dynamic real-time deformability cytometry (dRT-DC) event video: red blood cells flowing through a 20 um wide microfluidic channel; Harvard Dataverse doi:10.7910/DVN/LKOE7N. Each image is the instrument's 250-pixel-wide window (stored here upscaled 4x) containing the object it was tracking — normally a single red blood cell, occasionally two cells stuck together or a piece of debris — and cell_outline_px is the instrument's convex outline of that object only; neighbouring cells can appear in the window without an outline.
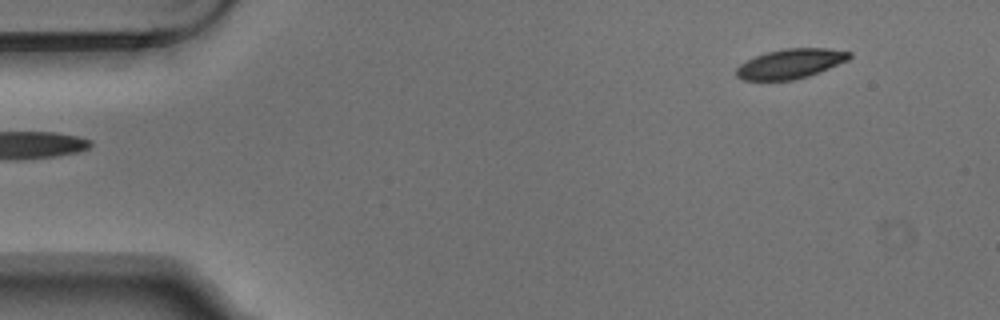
{"species": "Egyptian fruit bat (a non-hibernating species)", "species_latin": "Rousettus aegyptiacus", "temperature_condition": "warm", "stored_images_in_passage": 6, "segment_of_instrument_passage": [2, 2], "camera_frame_rate_fps": 3000, "um_per_image_px": 0.085, "animal": {"sex": "male"}, "frame": {"image": 1, "passage_image": 6, "time_ms": 1.667, "image_size_px": [1000, 320], "cell_outline_px": [[852, 56], [848, 60], [808, 76], [792, 80], [740, 80], [736, 76], [736, 68], [740, 64], [756, 56], [768, 52], [784, 48], [828, 48], [852, 52]], "centroid_in_image_um": [67.19, 5.41], "position_along_channel_um": 17.8, "area_um2": 19.42}}